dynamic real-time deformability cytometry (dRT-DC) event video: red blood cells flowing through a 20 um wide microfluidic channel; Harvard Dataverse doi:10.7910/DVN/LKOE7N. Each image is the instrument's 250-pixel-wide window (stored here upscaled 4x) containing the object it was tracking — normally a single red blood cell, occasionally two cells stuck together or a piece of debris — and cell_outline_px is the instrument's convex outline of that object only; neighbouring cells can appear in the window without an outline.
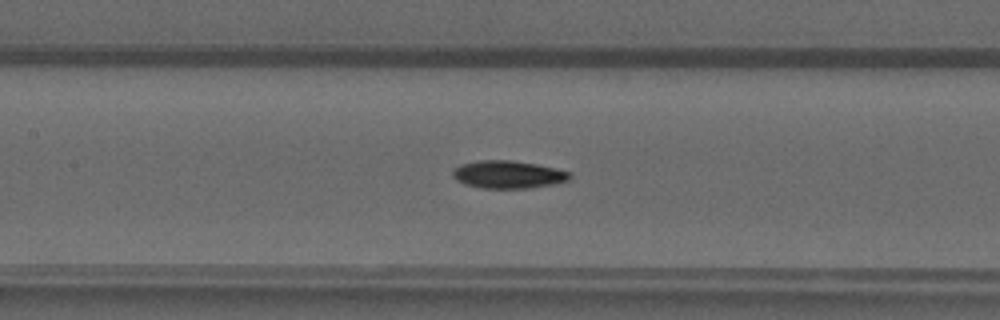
{"species": "common noctule bat (a hibernating species)", "species_latin": "Nyctalus noctula", "temperature_condition": "warm", "stored_images_in_passage": 45, "camera_frame_rate_fps": 3000, "um_per_image_px": 0.085, "animal": {"sex": "male", "forearm_length_mm": 52.5}, "frame": {"image": 1, "passage_image": 18, "time_ms": 5.667, "image_size_px": [1000, 320], "cell_outline_px": [[572, 176], [568, 180], [556, 184], [528, 188], [480, 188], [464, 184], [456, 180], [452, 176], [452, 172], [460, 164], [476, 160], [512, 160], [536, 164], [556, 168], [572, 172]], "centroid_in_image_um": [43.2, 14.83], "position_along_channel_um": 164.2, "area_um2": 19.13}}
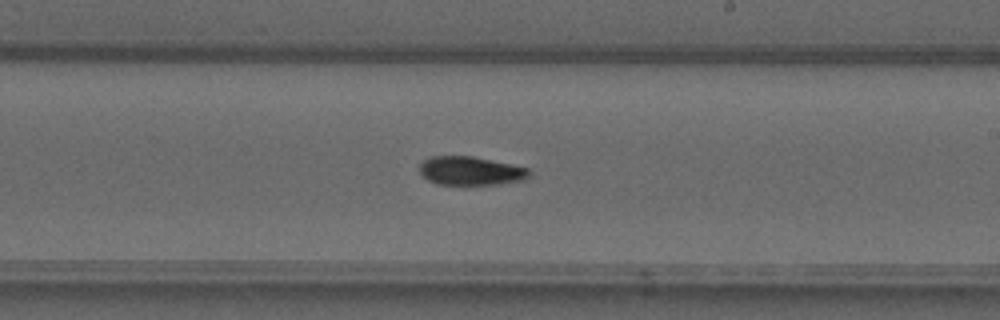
{"frame": {"image": 2, "passage_image": 24, "time_ms": 7.667, "image_size_px": [1000, 320], "cell_outline_px": [[528, 176], [524, 180], [496, 184], [436, 184], [428, 180], [420, 172], [420, 164], [424, 160], [432, 156], [472, 156], [512, 164], [528, 168]], "centroid_in_image_um": [39.99, 14.51], "position_along_channel_um": 249.0, "area_um2": 18.09}}
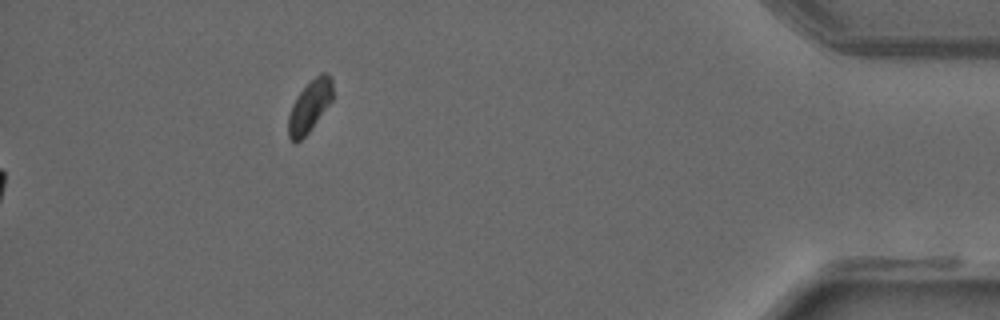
{"frame": {"image": 3, "passage_image": 45, "time_ms": 14.667, "image_size_px": [1000, 320], "cell_outline_px": [[332, 100], [308, 132], [296, 144], [288, 136], [288, 116], [292, 104], [296, 96], [320, 72], [328, 72], [332, 80]], "centroid_in_image_um": [26.31, 9.02], "position_along_channel_um": 408.9, "area_um2": 13.18}}